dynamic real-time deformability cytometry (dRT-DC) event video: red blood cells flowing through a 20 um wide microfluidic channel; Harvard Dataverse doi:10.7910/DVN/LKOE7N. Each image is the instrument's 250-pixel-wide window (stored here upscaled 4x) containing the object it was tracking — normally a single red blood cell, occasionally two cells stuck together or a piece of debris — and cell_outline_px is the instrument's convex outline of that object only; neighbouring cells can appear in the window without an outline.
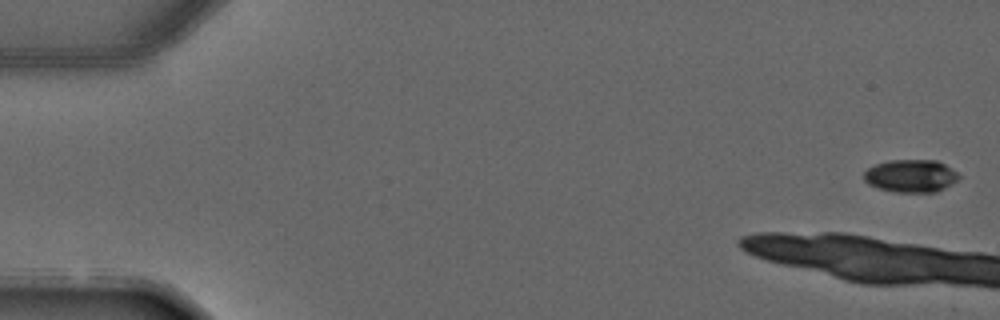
{"species": "common noctule bat (a hibernating species)", "species_latin": "Nyctalus noctula", "temperature_condition": "warm", "stored_images_in_passage": 2, "camera_frame_rate_fps": 3000, "um_per_image_px": 0.085, "animal": {"sex": "male", "forearm_length_mm": 52.5}, "frame": {"image": 1, "passage_image": 2, "time_ms": 1.333, "image_size_px": [1000, 320], "cell_outline_px": [[960, 180], [936, 192], [896, 192], [880, 188], [868, 184], [864, 180], [864, 172], [868, 168], [876, 164], [888, 160], [936, 160], [952, 168], [960, 176]], "centroid_in_image_um": [77.45, 14.95], "position_along_channel_um": 7.6, "area_um2": 18.15}}